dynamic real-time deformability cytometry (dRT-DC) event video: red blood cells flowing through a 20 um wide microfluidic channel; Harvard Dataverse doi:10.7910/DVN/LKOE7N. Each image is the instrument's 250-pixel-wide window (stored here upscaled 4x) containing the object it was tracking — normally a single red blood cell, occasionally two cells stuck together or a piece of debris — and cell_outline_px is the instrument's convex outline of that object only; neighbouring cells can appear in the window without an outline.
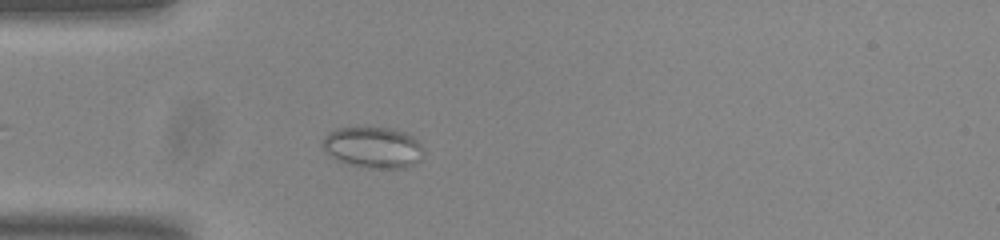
{"species": "common noctule bat (a hibernating species)", "species_latin": "Nyctalus noctula", "temperature_condition": "room temperature", "stored_images_in_passage": 42, "camera_frame_rate_fps": 3000, "um_per_image_px": 0.085, "animal": {"sex": "male", "body_mass_g": 20.0, "forearm_length_mm": 53.3}, "frame": {"image": 1, "passage_image": 3, "time_ms": 0.667, "image_size_px": [1000, 240], "cell_outline_px": [[420, 160], [404, 168], [368, 168], [348, 164], [336, 160], [320, 144], [324, 136], [328, 132], [336, 128], [392, 128], [404, 132], [412, 136], [420, 144]], "centroid_in_image_um": [31.65, 12.53], "position_along_channel_um": 53.3, "area_um2": 23.93}}
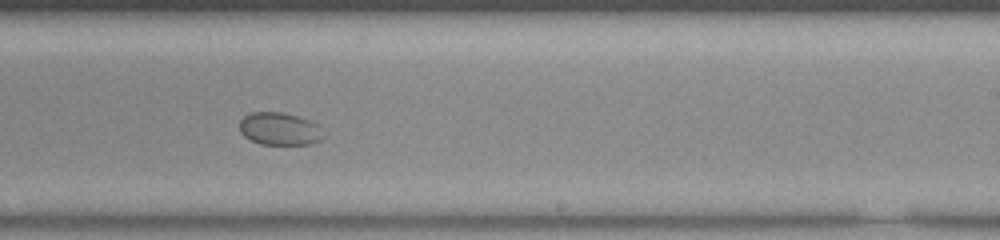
{"frame": {"image": 2, "passage_image": 21, "time_ms": 6.667, "image_size_px": [1000, 240], "cell_outline_px": [[324, 136], [320, 140], [308, 144], [260, 144], [244, 136], [240, 132], [240, 120], [244, 116], [252, 112], [280, 112], [296, 116], [308, 120], [316, 124]], "centroid_in_image_um": [23.72, 10.95], "position_along_channel_um": 265.3, "area_um2": 15.66}}
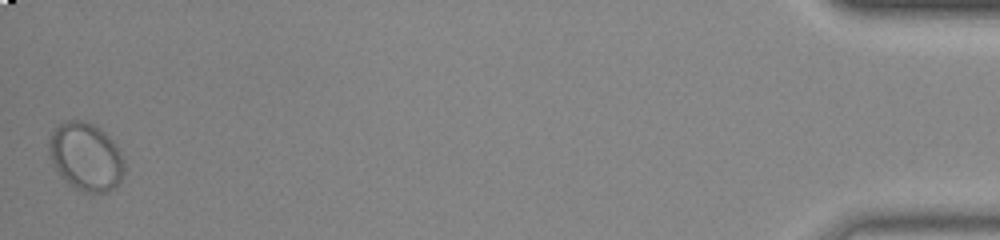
{"frame": {"image": 3, "passage_image": 42, "time_ms": 13.667, "image_size_px": [1000, 240], "cell_outline_px": [[124, 172], [116, 188], [108, 192], [84, 192], [76, 188], [60, 176], [48, 152], [48, 148], [52, 136], [56, 128], [64, 120], [80, 120], [92, 124], [100, 128], [108, 136], [116, 148], [124, 164]], "centroid_in_image_um": [7.29, 13.33], "position_along_channel_um": 427.9, "area_um2": 29.25}}